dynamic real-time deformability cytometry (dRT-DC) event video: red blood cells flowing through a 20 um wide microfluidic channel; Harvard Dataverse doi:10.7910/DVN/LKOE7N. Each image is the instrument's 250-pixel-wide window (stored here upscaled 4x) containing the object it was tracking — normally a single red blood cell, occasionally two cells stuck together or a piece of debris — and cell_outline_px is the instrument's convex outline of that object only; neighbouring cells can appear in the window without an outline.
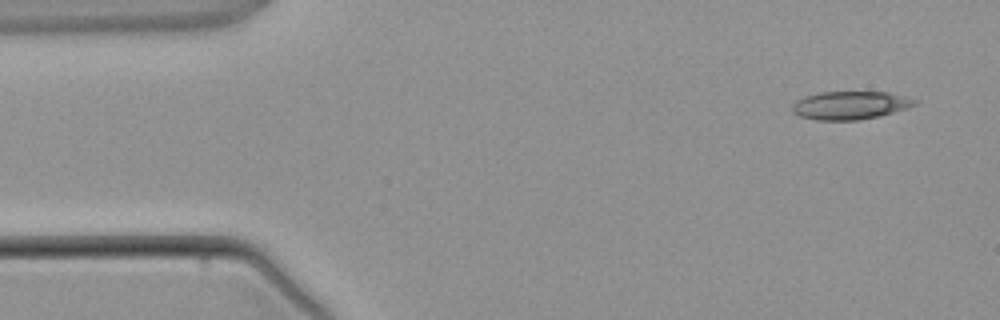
{"species": "common noctule bat (a hibernating species)", "species_latin": "Nyctalus noctula", "temperature_condition": "warm", "stored_images_in_passage": 3, "camera_frame_rate_fps": 3000, "um_per_image_px": 0.085, "animal": {"sex": "male", "body_mass_g": 21.5, "forearm_length_mm": 52.0}, "frame": {"image": 1, "passage_image": 1, "time_ms": 0.0, "image_size_px": [1000, 320], "cell_outline_px": [[920, 104], [908, 108], [880, 116], [860, 120], [816, 120], [800, 116], [792, 112], [792, 104], [796, 100], [804, 96], [820, 92], [888, 92], [920, 100]], "centroid_in_image_um": [72.3, 8.95], "position_along_channel_um": 12.7, "area_um2": 20.4}}
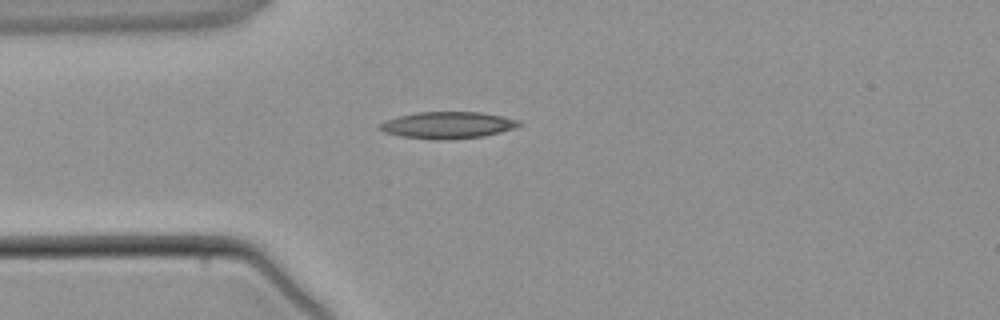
{"frame": {"image": 2, "passage_image": 3, "time_ms": 2.667, "image_size_px": [1000, 320], "cell_outline_px": [[524, 124], [500, 132], [484, 136], [448, 140], [436, 140], [400, 136], [384, 132], [376, 128], [380, 124], [388, 120], [400, 116], [416, 112], [480, 112], [520, 120]], "centroid_in_image_um": [38.05, 10.64], "position_along_channel_um": 46.9, "area_um2": 21.68}}